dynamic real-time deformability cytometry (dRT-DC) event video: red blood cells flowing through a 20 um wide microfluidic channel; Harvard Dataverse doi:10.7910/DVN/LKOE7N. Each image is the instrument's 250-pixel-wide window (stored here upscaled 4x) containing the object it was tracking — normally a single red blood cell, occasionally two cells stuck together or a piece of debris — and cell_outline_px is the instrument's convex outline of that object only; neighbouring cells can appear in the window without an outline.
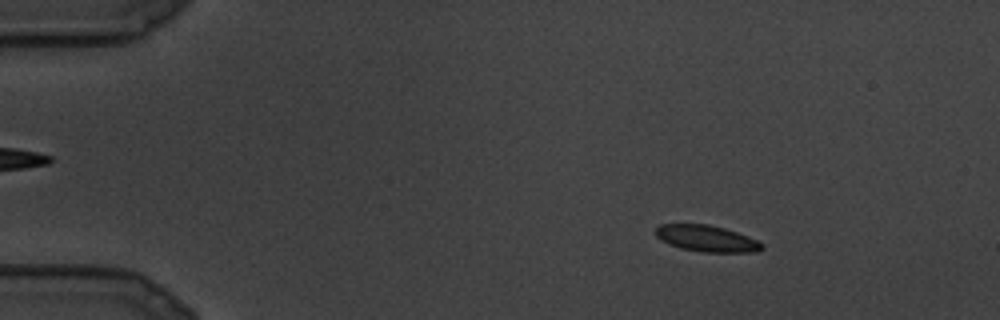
{"species": "common noctule bat (a hibernating species)", "species_latin": "Nyctalus noctula", "temperature_condition": "cold", "stored_images_in_passage": 8, "camera_frame_rate_fps": 3000, "um_per_image_px": 0.085, "animal": {"sex": "male", "body_mass_g": 19.5, "forearm_length_mm": 54.6}, "frame": {"image": 1, "passage_image": 4, "time_ms": 1.0, "image_size_px": [1000, 320], "cell_outline_px": [[764, 248], [756, 252], [704, 252], [680, 248], [668, 244], [660, 240], [656, 236], [656, 228], [660, 224], [708, 224], [724, 228], [748, 236], [764, 244]], "centroid_in_image_um": [60.06, 20.27], "position_along_channel_um": 24.9, "area_um2": 16.36}}